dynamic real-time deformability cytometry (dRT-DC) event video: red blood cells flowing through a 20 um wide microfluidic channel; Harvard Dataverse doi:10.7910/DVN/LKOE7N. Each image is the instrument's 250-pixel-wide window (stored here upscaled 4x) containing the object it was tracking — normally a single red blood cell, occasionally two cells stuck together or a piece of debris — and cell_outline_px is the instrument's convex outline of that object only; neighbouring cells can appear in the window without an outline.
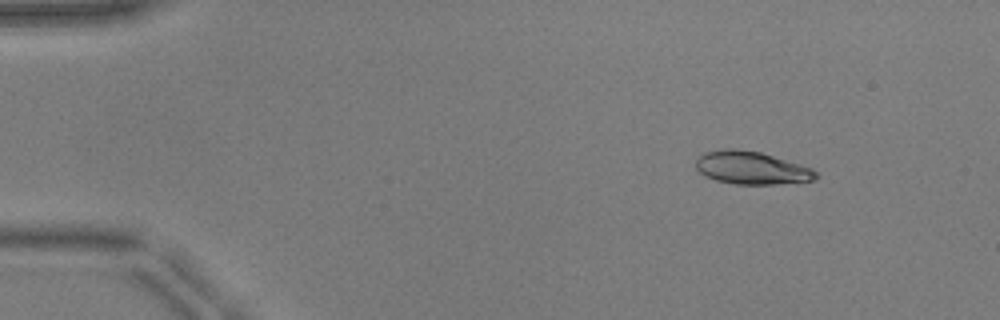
{"species": "common noctule bat (a hibernating species)", "species_latin": "Nyctalus noctula", "temperature_condition": "warm", "stored_images_in_passage": 47, "camera_frame_rate_fps": 3000, "um_per_image_px": 0.085, "animal": {"sex": "male", "body_mass_g": 17.9, "forearm_length_mm": 54.2}, "frame": {"image": 1, "passage_image": 2, "time_ms": 0.333, "image_size_px": [1000, 320], "cell_outline_px": [[820, 176], [816, 180], [776, 184], [736, 184], [716, 180], [704, 176], [696, 168], [696, 160], [704, 152], [724, 148], [736, 148], [760, 152], [812, 168]], "centroid_in_image_um": [63.87, 14.27], "position_along_channel_um": 21.1, "area_um2": 23.0}}
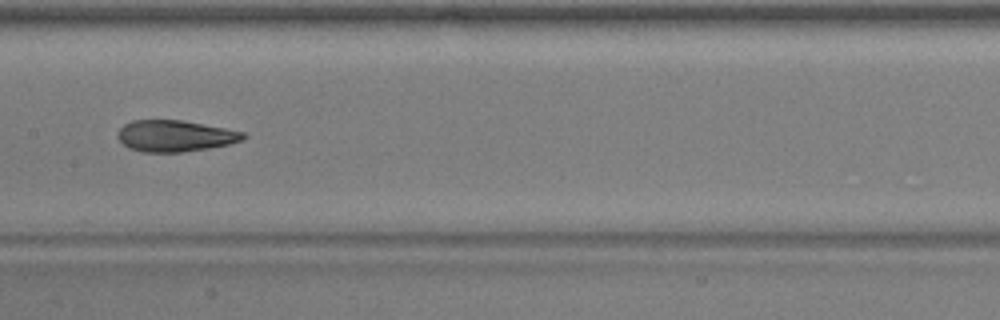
{"frame": {"image": 2, "passage_image": 22, "time_ms": 7.0, "image_size_px": [1000, 320], "cell_outline_px": [[248, 136], [244, 140], [228, 144], [208, 148], [180, 152], [140, 152], [128, 148], [116, 136], [120, 128], [124, 124], [132, 120], [180, 120], [224, 128], [244, 132]], "centroid_in_image_um": [14.86, 11.56], "position_along_channel_um": 192.5, "area_um2": 22.89}}
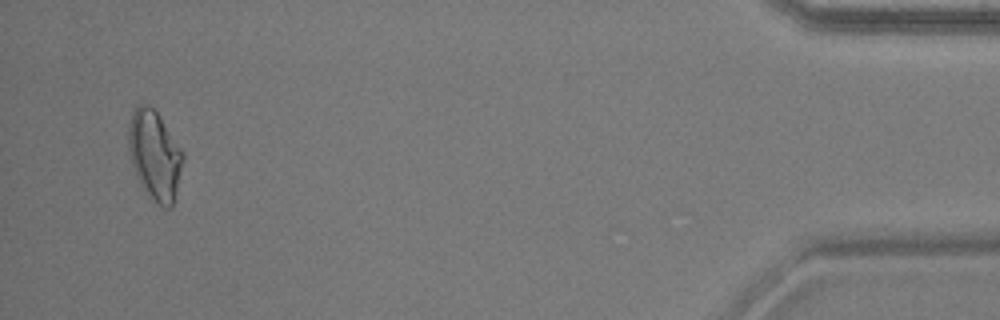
{"frame": {"image": 3, "passage_image": 45, "time_ms": 14.667, "image_size_px": [1000, 320], "cell_outline_px": [[184, 160], [176, 192], [172, 204], [168, 208], [164, 208], [156, 204], [144, 192], [132, 164], [128, 148], [128, 128], [132, 112], [136, 104], [148, 104], [160, 116], [184, 152]], "centroid_in_image_um": [13.15, 13.19], "position_along_channel_um": 422.1, "area_um2": 28.5}, "authors_computed_cell_mechanics": {"area_um2": 23.3512, "velocity_mm_per_s": 3.9511, "shape_relaxation_time_tau1_ms": 9.9568, "shape_relaxation_time_tau2_ms": 1.8018, "deformation_change_tau1": 0.2761, "deformation_change_tau2": 0.0783}}